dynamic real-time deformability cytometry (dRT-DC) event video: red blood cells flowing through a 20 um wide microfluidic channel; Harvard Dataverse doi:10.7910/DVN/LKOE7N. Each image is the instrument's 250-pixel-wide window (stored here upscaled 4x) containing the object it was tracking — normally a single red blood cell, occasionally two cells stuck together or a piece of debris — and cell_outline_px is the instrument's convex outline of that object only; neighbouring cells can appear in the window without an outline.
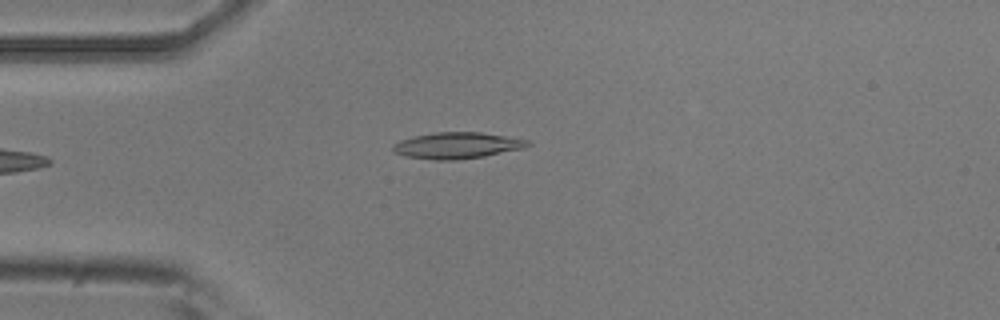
{"species": "common noctule bat (a hibernating species)", "species_latin": "Nyctalus noctula", "temperature_condition": "room temperature", "stored_images_in_passage": 3, "camera_frame_rate_fps": 3000, "um_per_image_px": 0.085, "animal": {"sex": "male", "body_mass_g": 20.5, "forearm_length_mm": 52.5}, "frame": {"image": 1, "passage_image": 3, "time_ms": 0.667, "image_size_px": [1000, 320], "cell_outline_px": [[532, 144], [524, 148], [484, 156], [456, 160], [432, 160], [404, 156], [392, 152], [392, 144], [400, 140], [412, 136], [436, 132], [480, 132], [528, 140]], "centroid_in_image_um": [38.79, 12.37], "position_along_channel_um": 46.2, "area_um2": 20.75}}